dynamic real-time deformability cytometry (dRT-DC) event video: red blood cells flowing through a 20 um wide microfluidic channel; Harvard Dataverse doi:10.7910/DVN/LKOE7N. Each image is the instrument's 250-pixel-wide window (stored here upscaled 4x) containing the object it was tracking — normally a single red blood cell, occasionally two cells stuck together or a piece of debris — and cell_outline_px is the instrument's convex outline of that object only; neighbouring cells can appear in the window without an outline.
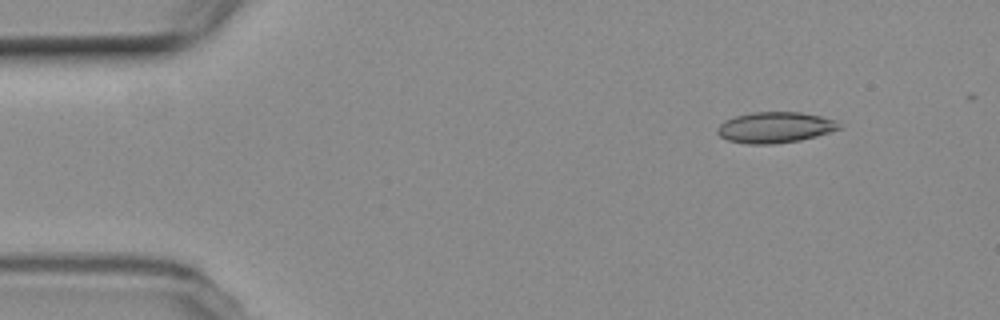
{"species": "common noctule bat (a hibernating species)", "species_latin": "Nyctalus noctula", "temperature_condition": "room temperature", "stored_images_in_passage": 10, "camera_frame_rate_fps": 3000, "um_per_image_px": 0.085, "animal": {"sex": "female", "body_mass_g": 19.3, "forearm_length_mm": 54.1}, "frame": {"image": 1, "passage_image": 2, "time_ms": 1.333, "image_size_px": [1000, 320], "cell_outline_px": [[840, 128], [816, 136], [800, 140], [772, 144], [748, 144], [728, 140], [720, 136], [716, 132], [716, 128], [724, 120], [736, 116], [752, 112], [800, 112], [820, 116], [836, 120], [840, 124]], "centroid_in_image_um": [65.85, 10.83], "position_along_channel_um": 19.2, "area_um2": 21.85}}
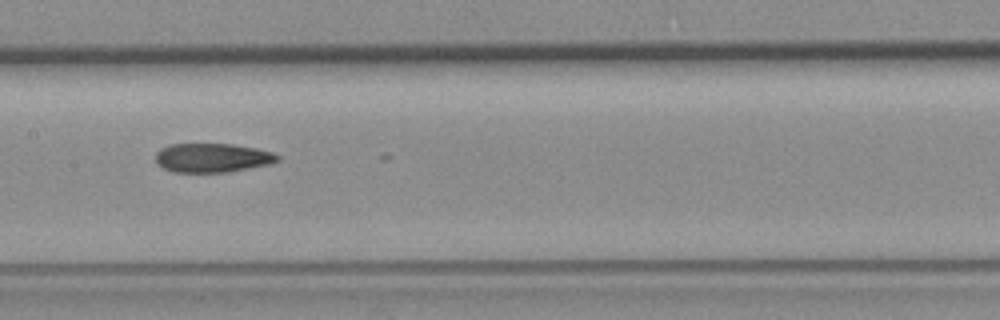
{"frame": {"image": 2, "passage_image": 7, "time_ms": 8.667, "image_size_px": [1000, 320], "cell_outline_px": [[280, 160], [272, 164], [228, 172], [172, 172], [156, 164], [156, 152], [160, 148], [168, 144], [232, 144], [256, 148], [272, 152], [280, 156]], "centroid_in_image_um": [18.05, 13.41], "position_along_channel_um": 189.3, "area_um2": 20.87}}
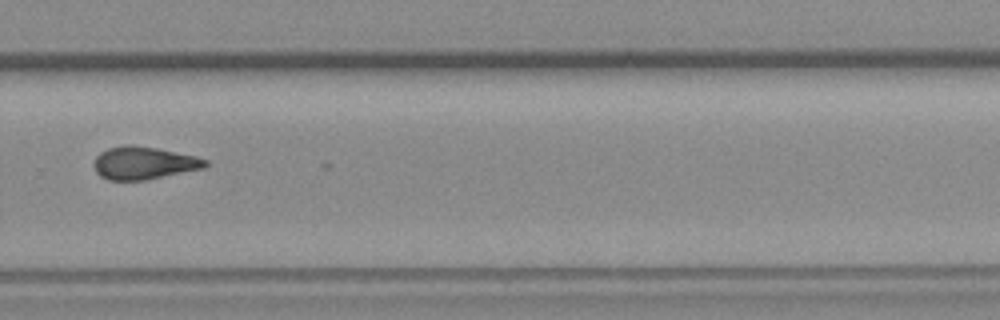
{"frame": {"image": 3, "passage_image": 10, "time_ms": 12.333, "image_size_px": [1000, 320], "cell_outline_px": [[208, 164], [204, 168], [144, 180], [108, 180], [100, 176], [96, 172], [92, 164], [96, 156], [100, 152], [108, 148], [128, 144], [156, 148], [196, 156], [208, 160]], "centroid_in_image_um": [12.19, 13.85], "position_along_channel_um": 317.6, "area_um2": 21.21}}